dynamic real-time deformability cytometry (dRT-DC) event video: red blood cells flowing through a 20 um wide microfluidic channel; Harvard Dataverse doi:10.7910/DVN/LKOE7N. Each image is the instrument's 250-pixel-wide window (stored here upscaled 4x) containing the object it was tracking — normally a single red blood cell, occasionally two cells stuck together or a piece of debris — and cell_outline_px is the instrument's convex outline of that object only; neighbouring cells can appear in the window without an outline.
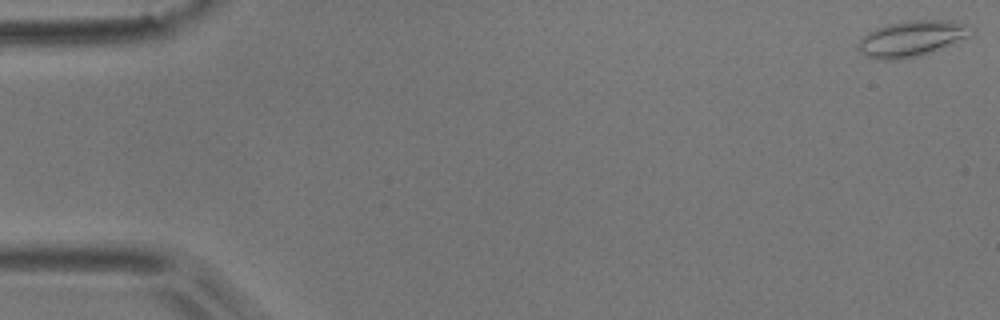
{"species": "common noctule bat (a hibernating species)", "species_latin": "Nyctalus noctula", "temperature_condition": "room temperature", "stored_images_in_passage": 50, "camera_frame_rate_fps": 3000, "um_per_image_px": 0.085, "animal": {"sex": "male", "body_mass_g": 17.9}, "frame": {"image": 1, "passage_image": 1, "time_ms": 0.0, "image_size_px": [1000, 320], "cell_outline_px": [[976, 32], [972, 36], [920, 56], [896, 60], [880, 60], [868, 56], [860, 52], [856, 48], [860, 40], [868, 32], [876, 28], [888, 24], [908, 20], [952, 20], [976, 28]], "centroid_in_image_um": [77.55, 3.27], "position_along_channel_um": 7.5, "area_um2": 23.81}}
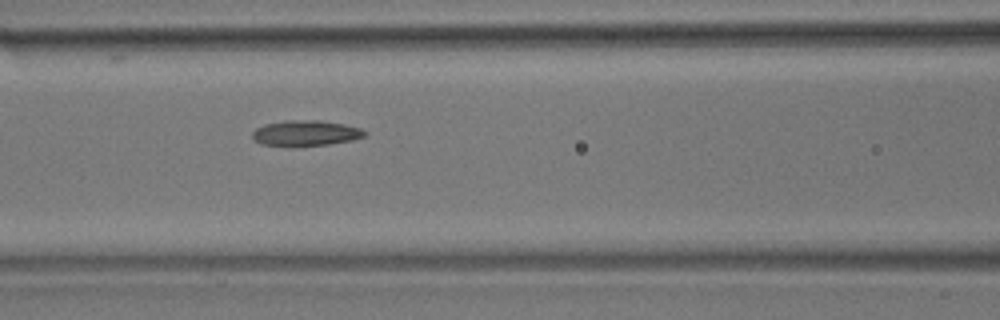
{"frame": {"image": 2, "passage_image": 23, "time_ms": 7.333, "image_size_px": [1000, 320], "cell_outline_px": [[368, 132], [364, 136], [352, 140], [328, 144], [292, 148], [260, 144], [252, 140], [252, 132], [256, 128], [264, 124], [284, 120], [320, 120], [344, 124], [360, 128]], "centroid_in_image_um": [25.92, 11.34], "position_along_channel_um": 140.7, "area_um2": 17.28}}
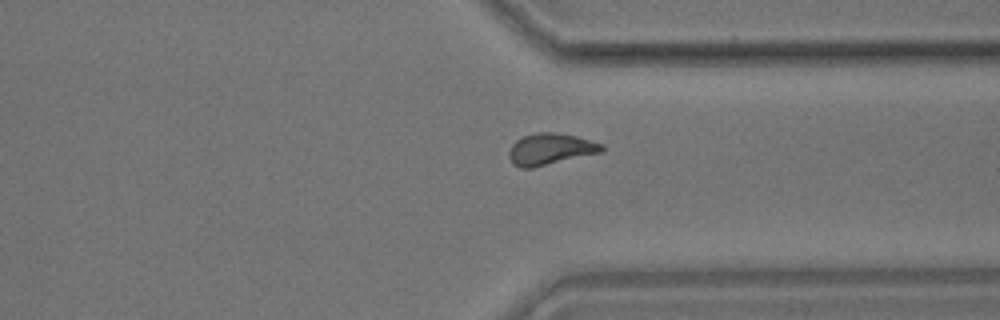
{"frame": {"image": 3, "passage_image": 41, "time_ms": 13.333, "image_size_px": [1000, 320], "cell_outline_px": [[604, 152], [532, 168], [520, 168], [512, 164], [508, 156], [508, 152], [512, 144], [516, 140], [524, 136], [536, 132], [552, 132], [576, 136], [604, 144]], "centroid_in_image_um": [46.78, 12.68], "position_along_channel_um": 364.6, "area_um2": 17.22}}